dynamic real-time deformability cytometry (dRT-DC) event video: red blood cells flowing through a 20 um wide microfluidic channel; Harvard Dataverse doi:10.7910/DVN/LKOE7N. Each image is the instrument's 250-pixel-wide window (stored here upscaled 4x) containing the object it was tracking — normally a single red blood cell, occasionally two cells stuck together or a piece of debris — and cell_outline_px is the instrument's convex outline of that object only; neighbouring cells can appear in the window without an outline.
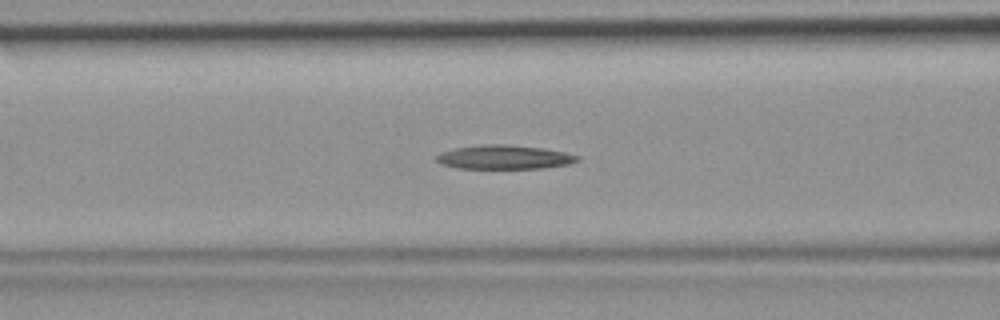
{"species": "common noctule bat (a hibernating species)", "species_latin": "Nyctalus noctula", "temperature_condition": "room temperature", "stored_images_in_passage": 41, "camera_frame_rate_fps": 3000, "um_per_image_px": 0.085, "animal": {"sex": "female", "body_mass_g": 19.9}, "frame": {"image": 1, "passage_image": 12, "time_ms": 3.667, "image_size_px": [1000, 320], "cell_outline_px": [[580, 160], [568, 164], [544, 168], [456, 168], [440, 164], [436, 160], [436, 156], [444, 152], [456, 148], [480, 144], [504, 144], [544, 148], [564, 152], [580, 156]], "centroid_in_image_um": [42.88, 13.35], "position_along_channel_um": 123.7, "area_um2": 19.65}}